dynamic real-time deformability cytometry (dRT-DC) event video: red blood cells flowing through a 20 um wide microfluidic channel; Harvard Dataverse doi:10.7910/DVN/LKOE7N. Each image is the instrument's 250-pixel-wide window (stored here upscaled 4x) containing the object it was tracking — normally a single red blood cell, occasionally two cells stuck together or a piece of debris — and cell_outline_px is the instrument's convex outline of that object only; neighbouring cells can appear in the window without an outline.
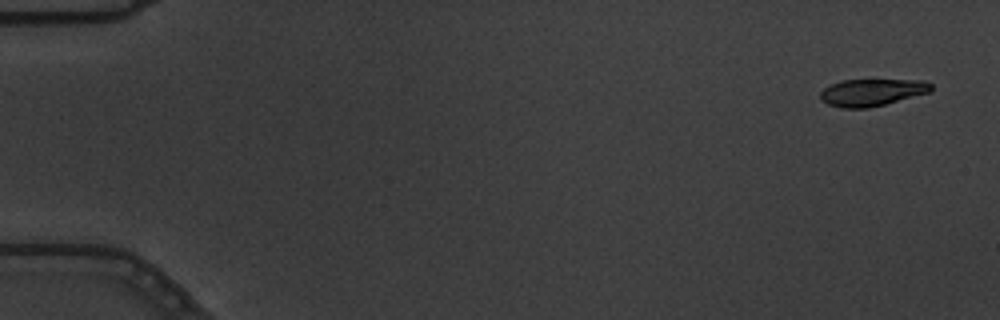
{"species": "common noctule bat (a hibernating species)", "species_latin": "Nyctalus noctula", "temperature_condition": "warm", "stored_images_in_passage": 6, "camera_frame_rate_fps": 3000, "um_per_image_px": 0.085, "animal": {"sex": "male", "body_mass_g": 19.5, "forearm_length_mm": 54.6}, "frame": {"image": 1, "passage_image": 1, "time_ms": 0.0, "image_size_px": [1000, 320], "cell_outline_px": [[932, 88], [928, 92], [884, 104], [868, 108], [840, 108], [828, 104], [820, 100], [820, 92], [824, 88], [840, 80], [920, 80], [932, 84]], "centroid_in_image_um": [74.05, 7.85], "position_along_channel_um": 11.0, "area_um2": 17.28}}